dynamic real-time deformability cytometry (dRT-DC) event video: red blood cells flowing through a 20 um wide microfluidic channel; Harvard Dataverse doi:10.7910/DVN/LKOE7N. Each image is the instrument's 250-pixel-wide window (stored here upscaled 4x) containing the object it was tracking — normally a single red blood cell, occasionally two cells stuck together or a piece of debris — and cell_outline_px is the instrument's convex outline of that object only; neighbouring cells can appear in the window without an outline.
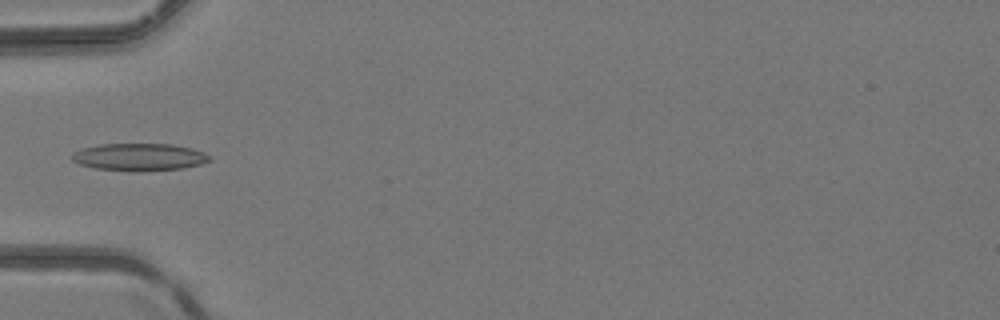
{"species": "common noctule bat (a hibernating species)", "species_latin": "Nyctalus noctula", "temperature_condition": "room temperature", "stored_images_in_passage": 4, "camera_frame_rate_fps": 3000, "um_per_image_px": 0.085, "animal": {"sex": "female", "body_mass_g": 24.6, "forearm_length_mm": 56.2}, "frame": {"image": 1, "passage_image": 4, "time_ms": 1.0, "image_size_px": [1000, 320], "cell_outline_px": [[212, 160], [200, 164], [180, 168], [140, 172], [128, 172], [96, 168], [80, 164], [72, 160], [72, 152], [84, 148], [100, 144], [172, 144], [192, 148], [204, 152]], "centroid_in_image_um": [11.83, 13.35], "position_along_channel_um": 73.2, "area_um2": 22.02}}